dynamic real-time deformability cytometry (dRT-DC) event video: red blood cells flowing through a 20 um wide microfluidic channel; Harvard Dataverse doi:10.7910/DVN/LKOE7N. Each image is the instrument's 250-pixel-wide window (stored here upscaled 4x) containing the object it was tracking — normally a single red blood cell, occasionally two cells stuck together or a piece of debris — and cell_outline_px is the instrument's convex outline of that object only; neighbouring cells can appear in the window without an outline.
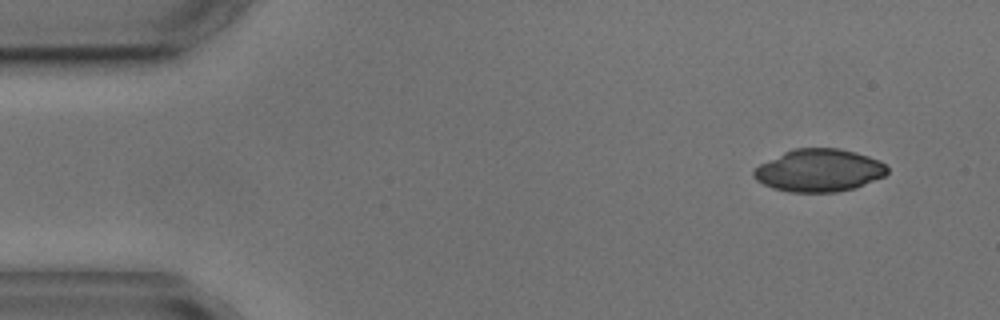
{"species": "common noctule bat (a hibernating species)", "species_latin": "Nyctalus noctula", "temperature_condition": "cold", "stored_images_in_passage": 3, "camera_frame_rate_fps": 3000, "um_per_image_px": 0.085, "animal": {"sex": "male", "body_mass_g": 17.9, "forearm_length_mm": 54.2}, "frame": {"image": 1, "passage_image": 1, "time_ms": 0.0, "image_size_px": [1000, 320], "cell_outline_px": [[888, 172], [884, 176], [856, 188], [836, 192], [788, 192], [772, 188], [756, 180], [752, 176], [752, 172], [760, 164], [784, 152], [796, 148], [840, 148], [856, 152], [880, 160], [888, 168]], "centroid_in_image_um": [69.63, 14.49], "position_along_channel_um": 15.4, "area_um2": 33.23}}